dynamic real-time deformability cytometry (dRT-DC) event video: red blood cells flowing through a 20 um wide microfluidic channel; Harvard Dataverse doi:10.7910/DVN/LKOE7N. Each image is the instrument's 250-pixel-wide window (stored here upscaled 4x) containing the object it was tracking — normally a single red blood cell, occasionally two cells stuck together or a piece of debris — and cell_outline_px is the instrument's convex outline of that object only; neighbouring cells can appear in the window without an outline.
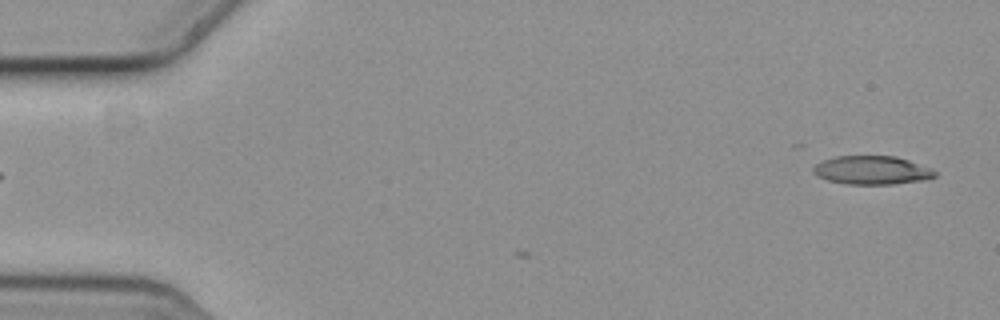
{"species": "common noctule bat (a hibernating species)", "species_latin": "Nyctalus noctula", "temperature_condition": "cold", "stored_images_in_passage": 7, "camera_frame_rate_fps": 3000, "um_per_image_px": 0.085, "animal": {"sex": "female", "body_mass_g": 19.3, "forearm_length_mm": 54.1}, "frame": {"image": 1, "passage_image": 1, "time_ms": 0.0, "image_size_px": [1000, 320], "cell_outline_px": [[936, 176], [928, 180], [892, 184], [848, 184], [828, 180], [816, 176], [812, 172], [812, 168], [816, 164], [824, 160], [836, 156], [896, 156], [932, 168], [936, 172]], "centroid_in_image_um": [74.13, 14.47], "position_along_channel_um": 10.9, "area_um2": 20.35}}
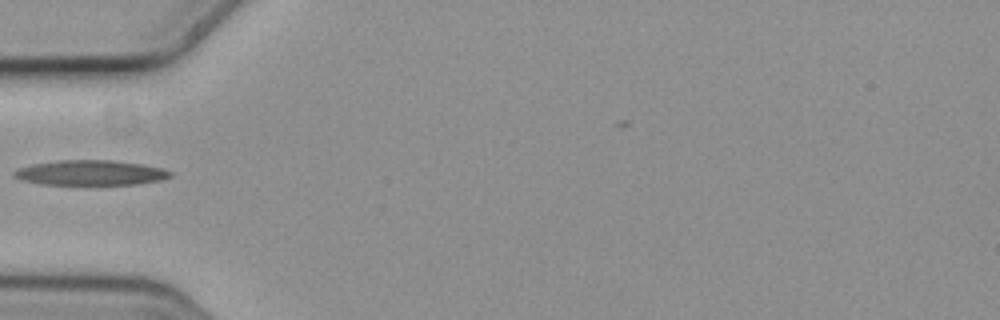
{"frame": {"image": 2, "passage_image": 5, "time_ms": 1.333, "image_size_px": [1000, 320], "cell_outline_px": [[172, 176], [160, 180], [136, 184], [40, 184], [20, 180], [12, 176], [12, 172], [20, 168], [32, 164], [60, 160], [112, 160], [140, 164], [160, 168], [172, 172]], "centroid_in_image_um": [7.65, 14.68], "position_along_channel_um": 77.4, "area_um2": 22.6}}
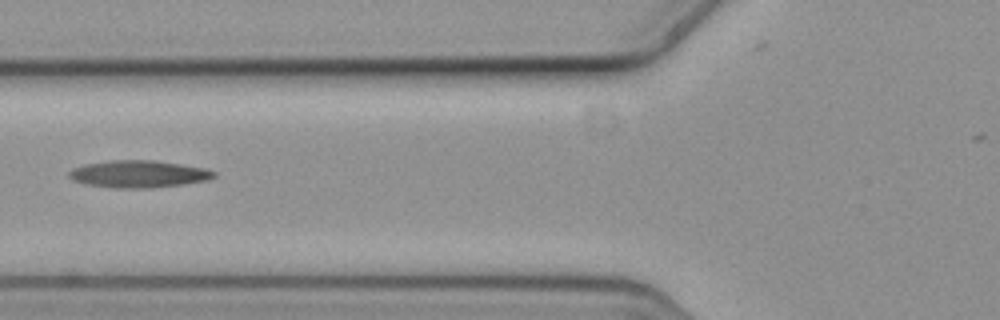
{"frame": {"image": 3, "passage_image": 6, "time_ms": 1.667, "image_size_px": [1000, 320], "cell_outline_px": [[216, 176], [208, 180], [184, 184], [152, 188], [116, 188], [84, 184], [72, 180], [68, 176], [68, 172], [72, 168], [84, 164], [108, 160], [156, 160], [204, 168], [216, 172]], "centroid_in_image_um": [11.75, 14.79], "position_along_channel_um": 114.1, "area_um2": 23.18}}